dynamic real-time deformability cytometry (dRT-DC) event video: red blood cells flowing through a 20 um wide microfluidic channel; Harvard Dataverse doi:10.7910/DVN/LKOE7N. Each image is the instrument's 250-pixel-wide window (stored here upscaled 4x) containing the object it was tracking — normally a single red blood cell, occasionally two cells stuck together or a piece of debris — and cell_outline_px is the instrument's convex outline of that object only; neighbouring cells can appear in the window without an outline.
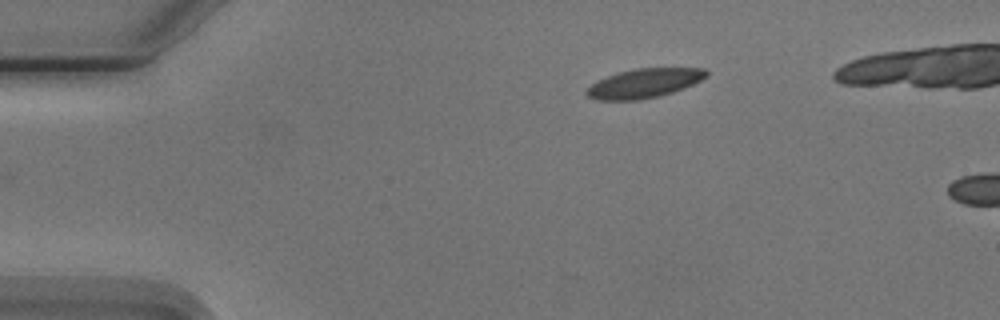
{"species": "Egyptian fruit bat (a non-hibernating species)", "species_latin": "Rousettus aegyptiacus", "temperature_condition": "cold", "stored_images_in_passage": 3, "camera_frame_rate_fps": 3000, "um_per_image_px": 0.085, "animal": {"sex": "male"}, "frame": {"image": 1, "passage_image": 1, "time_ms": 0.0, "image_size_px": [1000, 320], "cell_outline_px": [[708, 76], [684, 88], [660, 96], [636, 100], [596, 100], [588, 96], [584, 92], [592, 84], [608, 76], [620, 72], [636, 68], [704, 68], [708, 72]], "centroid_in_image_um": [54.77, 7.08], "position_along_channel_um": 30.2, "area_um2": 20.17}}